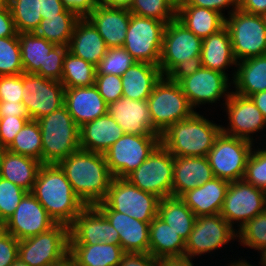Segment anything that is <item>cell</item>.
<instances>
[{
	"instance_id": "6da1fadb",
	"label": "cell",
	"mask_w": 266,
	"mask_h": 266,
	"mask_svg": "<svg viewBox=\"0 0 266 266\" xmlns=\"http://www.w3.org/2000/svg\"><path fill=\"white\" fill-rule=\"evenodd\" d=\"M58 165L85 206H95L104 200L114 178L104 154L80 149Z\"/></svg>"
},
{
	"instance_id": "7a4b0ae2",
	"label": "cell",
	"mask_w": 266,
	"mask_h": 266,
	"mask_svg": "<svg viewBox=\"0 0 266 266\" xmlns=\"http://www.w3.org/2000/svg\"><path fill=\"white\" fill-rule=\"evenodd\" d=\"M31 193L56 224L69 227L85 207L58 164H42Z\"/></svg>"
},
{
	"instance_id": "3957f363",
	"label": "cell",
	"mask_w": 266,
	"mask_h": 266,
	"mask_svg": "<svg viewBox=\"0 0 266 266\" xmlns=\"http://www.w3.org/2000/svg\"><path fill=\"white\" fill-rule=\"evenodd\" d=\"M217 125L195 112L191 117L170 125L160 136V143L179 157H204L222 132Z\"/></svg>"
},
{
	"instance_id": "277c9868",
	"label": "cell",
	"mask_w": 266,
	"mask_h": 266,
	"mask_svg": "<svg viewBox=\"0 0 266 266\" xmlns=\"http://www.w3.org/2000/svg\"><path fill=\"white\" fill-rule=\"evenodd\" d=\"M42 140V164H58L80 150V127L65 105L37 120Z\"/></svg>"
},
{
	"instance_id": "5b68a950",
	"label": "cell",
	"mask_w": 266,
	"mask_h": 266,
	"mask_svg": "<svg viewBox=\"0 0 266 266\" xmlns=\"http://www.w3.org/2000/svg\"><path fill=\"white\" fill-rule=\"evenodd\" d=\"M147 101L152 125L160 134L170 125L187 119L196 112L179 83L166 76H162L155 84Z\"/></svg>"
},
{
	"instance_id": "8992f818",
	"label": "cell",
	"mask_w": 266,
	"mask_h": 266,
	"mask_svg": "<svg viewBox=\"0 0 266 266\" xmlns=\"http://www.w3.org/2000/svg\"><path fill=\"white\" fill-rule=\"evenodd\" d=\"M160 198L143 191L125 178H113L104 200L95 206L111 208L148 224L158 215Z\"/></svg>"
},
{
	"instance_id": "52a82bcc",
	"label": "cell",
	"mask_w": 266,
	"mask_h": 266,
	"mask_svg": "<svg viewBox=\"0 0 266 266\" xmlns=\"http://www.w3.org/2000/svg\"><path fill=\"white\" fill-rule=\"evenodd\" d=\"M228 17L225 18V27L230 34L236 61L265 55L266 25L263 15L246 13L238 8Z\"/></svg>"
},
{
	"instance_id": "ba28073f",
	"label": "cell",
	"mask_w": 266,
	"mask_h": 266,
	"mask_svg": "<svg viewBox=\"0 0 266 266\" xmlns=\"http://www.w3.org/2000/svg\"><path fill=\"white\" fill-rule=\"evenodd\" d=\"M68 255L69 227L65 224L19 241L18 258L29 266H52Z\"/></svg>"
},
{
	"instance_id": "9c48e42d",
	"label": "cell",
	"mask_w": 266,
	"mask_h": 266,
	"mask_svg": "<svg viewBox=\"0 0 266 266\" xmlns=\"http://www.w3.org/2000/svg\"><path fill=\"white\" fill-rule=\"evenodd\" d=\"M253 144L249 140L221 132L207 154L214 177L229 182L243 179Z\"/></svg>"
},
{
	"instance_id": "30bf717a",
	"label": "cell",
	"mask_w": 266,
	"mask_h": 266,
	"mask_svg": "<svg viewBox=\"0 0 266 266\" xmlns=\"http://www.w3.org/2000/svg\"><path fill=\"white\" fill-rule=\"evenodd\" d=\"M174 156L160 143L148 158L125 177L160 199L172 196Z\"/></svg>"
},
{
	"instance_id": "8fae6325",
	"label": "cell",
	"mask_w": 266,
	"mask_h": 266,
	"mask_svg": "<svg viewBox=\"0 0 266 266\" xmlns=\"http://www.w3.org/2000/svg\"><path fill=\"white\" fill-rule=\"evenodd\" d=\"M161 135L124 134L104 152L113 177L125 178L137 169L160 144Z\"/></svg>"
},
{
	"instance_id": "7c38bea8",
	"label": "cell",
	"mask_w": 266,
	"mask_h": 266,
	"mask_svg": "<svg viewBox=\"0 0 266 266\" xmlns=\"http://www.w3.org/2000/svg\"><path fill=\"white\" fill-rule=\"evenodd\" d=\"M166 23L131 13L124 49L136 62L159 66Z\"/></svg>"
},
{
	"instance_id": "4fadbf2b",
	"label": "cell",
	"mask_w": 266,
	"mask_h": 266,
	"mask_svg": "<svg viewBox=\"0 0 266 266\" xmlns=\"http://www.w3.org/2000/svg\"><path fill=\"white\" fill-rule=\"evenodd\" d=\"M266 210V191L244 179L232 181L227 189L220 215L239 230L247 221Z\"/></svg>"
},
{
	"instance_id": "5bb4252c",
	"label": "cell",
	"mask_w": 266,
	"mask_h": 266,
	"mask_svg": "<svg viewBox=\"0 0 266 266\" xmlns=\"http://www.w3.org/2000/svg\"><path fill=\"white\" fill-rule=\"evenodd\" d=\"M237 239L234 229L220 214L199 216L185 241V257L194 258L211 253Z\"/></svg>"
},
{
	"instance_id": "9a60e30c",
	"label": "cell",
	"mask_w": 266,
	"mask_h": 266,
	"mask_svg": "<svg viewBox=\"0 0 266 266\" xmlns=\"http://www.w3.org/2000/svg\"><path fill=\"white\" fill-rule=\"evenodd\" d=\"M202 39L187 29L177 19L166 24L159 67L166 76L178 63L200 57Z\"/></svg>"
},
{
	"instance_id": "2e32d148",
	"label": "cell",
	"mask_w": 266,
	"mask_h": 266,
	"mask_svg": "<svg viewBox=\"0 0 266 266\" xmlns=\"http://www.w3.org/2000/svg\"><path fill=\"white\" fill-rule=\"evenodd\" d=\"M23 87L25 94L22 103L33 120H38L64 105L65 87L60 81L23 73Z\"/></svg>"
},
{
	"instance_id": "e0dca14e",
	"label": "cell",
	"mask_w": 266,
	"mask_h": 266,
	"mask_svg": "<svg viewBox=\"0 0 266 266\" xmlns=\"http://www.w3.org/2000/svg\"><path fill=\"white\" fill-rule=\"evenodd\" d=\"M55 225L56 222L34 195L27 192L2 227L20 241L47 232Z\"/></svg>"
},
{
	"instance_id": "ac0fdd59",
	"label": "cell",
	"mask_w": 266,
	"mask_h": 266,
	"mask_svg": "<svg viewBox=\"0 0 266 266\" xmlns=\"http://www.w3.org/2000/svg\"><path fill=\"white\" fill-rule=\"evenodd\" d=\"M178 83L193 109L205 103H216L223 97L226 101L231 93L227 90H231V83L225 74L204 67Z\"/></svg>"
},
{
	"instance_id": "d6986e66",
	"label": "cell",
	"mask_w": 266,
	"mask_h": 266,
	"mask_svg": "<svg viewBox=\"0 0 266 266\" xmlns=\"http://www.w3.org/2000/svg\"><path fill=\"white\" fill-rule=\"evenodd\" d=\"M120 244L117 230L96 206H85L69 226V245Z\"/></svg>"
},
{
	"instance_id": "ffe728a7",
	"label": "cell",
	"mask_w": 266,
	"mask_h": 266,
	"mask_svg": "<svg viewBox=\"0 0 266 266\" xmlns=\"http://www.w3.org/2000/svg\"><path fill=\"white\" fill-rule=\"evenodd\" d=\"M223 104L226 107L224 110L228 116L229 126H222V132L254 142L255 139L251 135L266 127V119L252 99L231 91Z\"/></svg>"
},
{
	"instance_id": "44dd1931",
	"label": "cell",
	"mask_w": 266,
	"mask_h": 266,
	"mask_svg": "<svg viewBox=\"0 0 266 266\" xmlns=\"http://www.w3.org/2000/svg\"><path fill=\"white\" fill-rule=\"evenodd\" d=\"M108 113L125 134L161 135L152 125L147 100L121 97L108 105Z\"/></svg>"
},
{
	"instance_id": "7402d4cb",
	"label": "cell",
	"mask_w": 266,
	"mask_h": 266,
	"mask_svg": "<svg viewBox=\"0 0 266 266\" xmlns=\"http://www.w3.org/2000/svg\"><path fill=\"white\" fill-rule=\"evenodd\" d=\"M86 18L102 36L108 49L123 47L131 18L128 8L99 3Z\"/></svg>"
},
{
	"instance_id": "603a6c76",
	"label": "cell",
	"mask_w": 266,
	"mask_h": 266,
	"mask_svg": "<svg viewBox=\"0 0 266 266\" xmlns=\"http://www.w3.org/2000/svg\"><path fill=\"white\" fill-rule=\"evenodd\" d=\"M64 105L79 127L108 113V104L95 85L65 88Z\"/></svg>"
},
{
	"instance_id": "cb8c5ba5",
	"label": "cell",
	"mask_w": 266,
	"mask_h": 266,
	"mask_svg": "<svg viewBox=\"0 0 266 266\" xmlns=\"http://www.w3.org/2000/svg\"><path fill=\"white\" fill-rule=\"evenodd\" d=\"M213 178L207 156H174L172 196L181 197L187 191L200 187Z\"/></svg>"
},
{
	"instance_id": "d4e9b609",
	"label": "cell",
	"mask_w": 266,
	"mask_h": 266,
	"mask_svg": "<svg viewBox=\"0 0 266 266\" xmlns=\"http://www.w3.org/2000/svg\"><path fill=\"white\" fill-rule=\"evenodd\" d=\"M117 230L124 252L149 253L150 224L134 219L111 208H98Z\"/></svg>"
},
{
	"instance_id": "484cf974",
	"label": "cell",
	"mask_w": 266,
	"mask_h": 266,
	"mask_svg": "<svg viewBox=\"0 0 266 266\" xmlns=\"http://www.w3.org/2000/svg\"><path fill=\"white\" fill-rule=\"evenodd\" d=\"M107 49L104 39L94 25L86 17L80 18L74 27L68 51L97 67Z\"/></svg>"
},
{
	"instance_id": "4316f807",
	"label": "cell",
	"mask_w": 266,
	"mask_h": 266,
	"mask_svg": "<svg viewBox=\"0 0 266 266\" xmlns=\"http://www.w3.org/2000/svg\"><path fill=\"white\" fill-rule=\"evenodd\" d=\"M230 182L214 177L200 187L184 193L180 198L196 217L219 214Z\"/></svg>"
},
{
	"instance_id": "83f0119b",
	"label": "cell",
	"mask_w": 266,
	"mask_h": 266,
	"mask_svg": "<svg viewBox=\"0 0 266 266\" xmlns=\"http://www.w3.org/2000/svg\"><path fill=\"white\" fill-rule=\"evenodd\" d=\"M124 134L114 118L107 113L80 127V148L104 154Z\"/></svg>"
},
{
	"instance_id": "f1b7e54d",
	"label": "cell",
	"mask_w": 266,
	"mask_h": 266,
	"mask_svg": "<svg viewBox=\"0 0 266 266\" xmlns=\"http://www.w3.org/2000/svg\"><path fill=\"white\" fill-rule=\"evenodd\" d=\"M162 76L159 66L151 63L135 62L121 77L122 97L132 100H147L155 84Z\"/></svg>"
},
{
	"instance_id": "f546056e",
	"label": "cell",
	"mask_w": 266,
	"mask_h": 266,
	"mask_svg": "<svg viewBox=\"0 0 266 266\" xmlns=\"http://www.w3.org/2000/svg\"><path fill=\"white\" fill-rule=\"evenodd\" d=\"M42 163L32 157L4 150L0 163V177L31 192Z\"/></svg>"
},
{
	"instance_id": "4dcf8cb0",
	"label": "cell",
	"mask_w": 266,
	"mask_h": 266,
	"mask_svg": "<svg viewBox=\"0 0 266 266\" xmlns=\"http://www.w3.org/2000/svg\"><path fill=\"white\" fill-rule=\"evenodd\" d=\"M236 67L231 79L235 93L250 97L266 91V54L238 61Z\"/></svg>"
},
{
	"instance_id": "1f68e13d",
	"label": "cell",
	"mask_w": 266,
	"mask_h": 266,
	"mask_svg": "<svg viewBox=\"0 0 266 266\" xmlns=\"http://www.w3.org/2000/svg\"><path fill=\"white\" fill-rule=\"evenodd\" d=\"M202 67L225 74V70L232 65H237L233 55L231 38L226 27L219 32L202 39L201 49Z\"/></svg>"
},
{
	"instance_id": "d6a6232c",
	"label": "cell",
	"mask_w": 266,
	"mask_h": 266,
	"mask_svg": "<svg viewBox=\"0 0 266 266\" xmlns=\"http://www.w3.org/2000/svg\"><path fill=\"white\" fill-rule=\"evenodd\" d=\"M149 253L159 260L185 253V240L158 215L150 223Z\"/></svg>"
},
{
	"instance_id": "836d02e7",
	"label": "cell",
	"mask_w": 266,
	"mask_h": 266,
	"mask_svg": "<svg viewBox=\"0 0 266 266\" xmlns=\"http://www.w3.org/2000/svg\"><path fill=\"white\" fill-rule=\"evenodd\" d=\"M226 17L215 10L196 6H180L176 12V19L201 39L223 29Z\"/></svg>"
},
{
	"instance_id": "e575fe53",
	"label": "cell",
	"mask_w": 266,
	"mask_h": 266,
	"mask_svg": "<svg viewBox=\"0 0 266 266\" xmlns=\"http://www.w3.org/2000/svg\"><path fill=\"white\" fill-rule=\"evenodd\" d=\"M123 254L120 244L69 245L76 266H118Z\"/></svg>"
},
{
	"instance_id": "d590c367",
	"label": "cell",
	"mask_w": 266,
	"mask_h": 266,
	"mask_svg": "<svg viewBox=\"0 0 266 266\" xmlns=\"http://www.w3.org/2000/svg\"><path fill=\"white\" fill-rule=\"evenodd\" d=\"M158 216L185 241L195 225L196 216L180 197H165L158 204Z\"/></svg>"
},
{
	"instance_id": "8d00e7d4",
	"label": "cell",
	"mask_w": 266,
	"mask_h": 266,
	"mask_svg": "<svg viewBox=\"0 0 266 266\" xmlns=\"http://www.w3.org/2000/svg\"><path fill=\"white\" fill-rule=\"evenodd\" d=\"M24 73L37 74L46 69L47 55L56 46L34 32L18 33Z\"/></svg>"
},
{
	"instance_id": "74e56055",
	"label": "cell",
	"mask_w": 266,
	"mask_h": 266,
	"mask_svg": "<svg viewBox=\"0 0 266 266\" xmlns=\"http://www.w3.org/2000/svg\"><path fill=\"white\" fill-rule=\"evenodd\" d=\"M79 19L76 13L66 9L57 16L43 18L34 33L56 45L68 46Z\"/></svg>"
},
{
	"instance_id": "f35d334b",
	"label": "cell",
	"mask_w": 266,
	"mask_h": 266,
	"mask_svg": "<svg viewBox=\"0 0 266 266\" xmlns=\"http://www.w3.org/2000/svg\"><path fill=\"white\" fill-rule=\"evenodd\" d=\"M96 72V66L68 51L64 58L60 82L65 88L92 86L95 83Z\"/></svg>"
},
{
	"instance_id": "ab89813d",
	"label": "cell",
	"mask_w": 266,
	"mask_h": 266,
	"mask_svg": "<svg viewBox=\"0 0 266 266\" xmlns=\"http://www.w3.org/2000/svg\"><path fill=\"white\" fill-rule=\"evenodd\" d=\"M6 149L42 163L41 131L37 120H28Z\"/></svg>"
},
{
	"instance_id": "60d3db41",
	"label": "cell",
	"mask_w": 266,
	"mask_h": 266,
	"mask_svg": "<svg viewBox=\"0 0 266 266\" xmlns=\"http://www.w3.org/2000/svg\"><path fill=\"white\" fill-rule=\"evenodd\" d=\"M18 33L35 32L40 21V0H7Z\"/></svg>"
},
{
	"instance_id": "b9f144b4",
	"label": "cell",
	"mask_w": 266,
	"mask_h": 266,
	"mask_svg": "<svg viewBox=\"0 0 266 266\" xmlns=\"http://www.w3.org/2000/svg\"><path fill=\"white\" fill-rule=\"evenodd\" d=\"M237 239L241 245L258 250L262 257L266 253V210L247 221L237 231Z\"/></svg>"
},
{
	"instance_id": "7bdbcfd3",
	"label": "cell",
	"mask_w": 266,
	"mask_h": 266,
	"mask_svg": "<svg viewBox=\"0 0 266 266\" xmlns=\"http://www.w3.org/2000/svg\"><path fill=\"white\" fill-rule=\"evenodd\" d=\"M128 9L132 14L153 18L166 24L176 19L177 12L168 0H133Z\"/></svg>"
},
{
	"instance_id": "ee69618b",
	"label": "cell",
	"mask_w": 266,
	"mask_h": 266,
	"mask_svg": "<svg viewBox=\"0 0 266 266\" xmlns=\"http://www.w3.org/2000/svg\"><path fill=\"white\" fill-rule=\"evenodd\" d=\"M18 34L0 38V76L23 74Z\"/></svg>"
},
{
	"instance_id": "f6af8a7d",
	"label": "cell",
	"mask_w": 266,
	"mask_h": 266,
	"mask_svg": "<svg viewBox=\"0 0 266 266\" xmlns=\"http://www.w3.org/2000/svg\"><path fill=\"white\" fill-rule=\"evenodd\" d=\"M135 62L124 47L109 48L96 67V74H113L122 77Z\"/></svg>"
},
{
	"instance_id": "bcb514c9",
	"label": "cell",
	"mask_w": 266,
	"mask_h": 266,
	"mask_svg": "<svg viewBox=\"0 0 266 266\" xmlns=\"http://www.w3.org/2000/svg\"><path fill=\"white\" fill-rule=\"evenodd\" d=\"M27 193L16 184L0 177V224L3 225L15 212L21 199Z\"/></svg>"
},
{
	"instance_id": "7dc6e473",
	"label": "cell",
	"mask_w": 266,
	"mask_h": 266,
	"mask_svg": "<svg viewBox=\"0 0 266 266\" xmlns=\"http://www.w3.org/2000/svg\"><path fill=\"white\" fill-rule=\"evenodd\" d=\"M243 179L256 188L266 191V146L262 149H252Z\"/></svg>"
},
{
	"instance_id": "c3c4849f",
	"label": "cell",
	"mask_w": 266,
	"mask_h": 266,
	"mask_svg": "<svg viewBox=\"0 0 266 266\" xmlns=\"http://www.w3.org/2000/svg\"><path fill=\"white\" fill-rule=\"evenodd\" d=\"M94 85L108 105L122 97L123 87L120 76L113 74H96Z\"/></svg>"
},
{
	"instance_id": "681fc988",
	"label": "cell",
	"mask_w": 266,
	"mask_h": 266,
	"mask_svg": "<svg viewBox=\"0 0 266 266\" xmlns=\"http://www.w3.org/2000/svg\"><path fill=\"white\" fill-rule=\"evenodd\" d=\"M24 94L23 74L0 76V101L22 103Z\"/></svg>"
},
{
	"instance_id": "f907efd6",
	"label": "cell",
	"mask_w": 266,
	"mask_h": 266,
	"mask_svg": "<svg viewBox=\"0 0 266 266\" xmlns=\"http://www.w3.org/2000/svg\"><path fill=\"white\" fill-rule=\"evenodd\" d=\"M68 52V46L56 45L47 55L46 69H40L37 75L47 79L60 81L63 71L65 55Z\"/></svg>"
},
{
	"instance_id": "816d5d0a",
	"label": "cell",
	"mask_w": 266,
	"mask_h": 266,
	"mask_svg": "<svg viewBox=\"0 0 266 266\" xmlns=\"http://www.w3.org/2000/svg\"><path fill=\"white\" fill-rule=\"evenodd\" d=\"M30 117H1L0 120V145L7 148L14 140L17 133L23 128Z\"/></svg>"
},
{
	"instance_id": "f5cc1de1",
	"label": "cell",
	"mask_w": 266,
	"mask_h": 266,
	"mask_svg": "<svg viewBox=\"0 0 266 266\" xmlns=\"http://www.w3.org/2000/svg\"><path fill=\"white\" fill-rule=\"evenodd\" d=\"M19 240L2 230L0 232V266H10L17 258Z\"/></svg>"
},
{
	"instance_id": "db71d44e",
	"label": "cell",
	"mask_w": 266,
	"mask_h": 266,
	"mask_svg": "<svg viewBox=\"0 0 266 266\" xmlns=\"http://www.w3.org/2000/svg\"><path fill=\"white\" fill-rule=\"evenodd\" d=\"M202 67L201 57H192L178 63L166 77L174 82H179L186 76L192 75Z\"/></svg>"
},
{
	"instance_id": "11a10c76",
	"label": "cell",
	"mask_w": 266,
	"mask_h": 266,
	"mask_svg": "<svg viewBox=\"0 0 266 266\" xmlns=\"http://www.w3.org/2000/svg\"><path fill=\"white\" fill-rule=\"evenodd\" d=\"M160 260L150 253L124 252L118 266H159Z\"/></svg>"
},
{
	"instance_id": "9f6ffc18",
	"label": "cell",
	"mask_w": 266,
	"mask_h": 266,
	"mask_svg": "<svg viewBox=\"0 0 266 266\" xmlns=\"http://www.w3.org/2000/svg\"><path fill=\"white\" fill-rule=\"evenodd\" d=\"M181 6H196V7H204L215 10L222 15L225 13L223 9L229 6L232 7L231 10L228 11V15L233 11L238 9V0H186V2Z\"/></svg>"
},
{
	"instance_id": "6f0895ef",
	"label": "cell",
	"mask_w": 266,
	"mask_h": 266,
	"mask_svg": "<svg viewBox=\"0 0 266 266\" xmlns=\"http://www.w3.org/2000/svg\"><path fill=\"white\" fill-rule=\"evenodd\" d=\"M64 6L80 18L87 17L100 3V0H61Z\"/></svg>"
},
{
	"instance_id": "680465c9",
	"label": "cell",
	"mask_w": 266,
	"mask_h": 266,
	"mask_svg": "<svg viewBox=\"0 0 266 266\" xmlns=\"http://www.w3.org/2000/svg\"><path fill=\"white\" fill-rule=\"evenodd\" d=\"M18 34L9 6L0 8V38L13 37Z\"/></svg>"
},
{
	"instance_id": "91938a15",
	"label": "cell",
	"mask_w": 266,
	"mask_h": 266,
	"mask_svg": "<svg viewBox=\"0 0 266 266\" xmlns=\"http://www.w3.org/2000/svg\"><path fill=\"white\" fill-rule=\"evenodd\" d=\"M0 115L1 117H30L23 103H9L6 101H0Z\"/></svg>"
},
{
	"instance_id": "94428289",
	"label": "cell",
	"mask_w": 266,
	"mask_h": 266,
	"mask_svg": "<svg viewBox=\"0 0 266 266\" xmlns=\"http://www.w3.org/2000/svg\"><path fill=\"white\" fill-rule=\"evenodd\" d=\"M67 8L61 0H40V14L42 18L57 16Z\"/></svg>"
},
{
	"instance_id": "6125c7cd",
	"label": "cell",
	"mask_w": 266,
	"mask_h": 266,
	"mask_svg": "<svg viewBox=\"0 0 266 266\" xmlns=\"http://www.w3.org/2000/svg\"><path fill=\"white\" fill-rule=\"evenodd\" d=\"M241 11L256 15L266 14V0H238Z\"/></svg>"
},
{
	"instance_id": "be15d7a7",
	"label": "cell",
	"mask_w": 266,
	"mask_h": 266,
	"mask_svg": "<svg viewBox=\"0 0 266 266\" xmlns=\"http://www.w3.org/2000/svg\"><path fill=\"white\" fill-rule=\"evenodd\" d=\"M159 266H194V264L192 258L183 256L162 259Z\"/></svg>"
},
{
	"instance_id": "e7e4bbea",
	"label": "cell",
	"mask_w": 266,
	"mask_h": 266,
	"mask_svg": "<svg viewBox=\"0 0 266 266\" xmlns=\"http://www.w3.org/2000/svg\"><path fill=\"white\" fill-rule=\"evenodd\" d=\"M250 98L266 119V91L251 95Z\"/></svg>"
},
{
	"instance_id": "03108f58",
	"label": "cell",
	"mask_w": 266,
	"mask_h": 266,
	"mask_svg": "<svg viewBox=\"0 0 266 266\" xmlns=\"http://www.w3.org/2000/svg\"><path fill=\"white\" fill-rule=\"evenodd\" d=\"M133 0H100L101 4H107L112 7L129 8Z\"/></svg>"
},
{
	"instance_id": "003e7915",
	"label": "cell",
	"mask_w": 266,
	"mask_h": 266,
	"mask_svg": "<svg viewBox=\"0 0 266 266\" xmlns=\"http://www.w3.org/2000/svg\"><path fill=\"white\" fill-rule=\"evenodd\" d=\"M52 266H76V264L74 260L68 255L64 260Z\"/></svg>"
},
{
	"instance_id": "a7ac6f4b",
	"label": "cell",
	"mask_w": 266,
	"mask_h": 266,
	"mask_svg": "<svg viewBox=\"0 0 266 266\" xmlns=\"http://www.w3.org/2000/svg\"><path fill=\"white\" fill-rule=\"evenodd\" d=\"M247 260H240L239 258V261H234L233 263L231 262L230 265L228 266H255V265H251L249 264L248 262H246Z\"/></svg>"
},
{
	"instance_id": "89a4df30",
	"label": "cell",
	"mask_w": 266,
	"mask_h": 266,
	"mask_svg": "<svg viewBox=\"0 0 266 266\" xmlns=\"http://www.w3.org/2000/svg\"><path fill=\"white\" fill-rule=\"evenodd\" d=\"M168 1L172 3L176 9L186 2V0H168Z\"/></svg>"
},
{
	"instance_id": "2644e50d",
	"label": "cell",
	"mask_w": 266,
	"mask_h": 266,
	"mask_svg": "<svg viewBox=\"0 0 266 266\" xmlns=\"http://www.w3.org/2000/svg\"><path fill=\"white\" fill-rule=\"evenodd\" d=\"M10 266H29L24 263L20 258H17Z\"/></svg>"
},
{
	"instance_id": "8c879c8a",
	"label": "cell",
	"mask_w": 266,
	"mask_h": 266,
	"mask_svg": "<svg viewBox=\"0 0 266 266\" xmlns=\"http://www.w3.org/2000/svg\"><path fill=\"white\" fill-rule=\"evenodd\" d=\"M259 264L266 266V253L261 257Z\"/></svg>"
},
{
	"instance_id": "753ad0ef",
	"label": "cell",
	"mask_w": 266,
	"mask_h": 266,
	"mask_svg": "<svg viewBox=\"0 0 266 266\" xmlns=\"http://www.w3.org/2000/svg\"><path fill=\"white\" fill-rule=\"evenodd\" d=\"M7 4V0H0V8Z\"/></svg>"
},
{
	"instance_id": "34e18365",
	"label": "cell",
	"mask_w": 266,
	"mask_h": 266,
	"mask_svg": "<svg viewBox=\"0 0 266 266\" xmlns=\"http://www.w3.org/2000/svg\"><path fill=\"white\" fill-rule=\"evenodd\" d=\"M5 148H3L1 145H0V163H1V157H2V154L4 152Z\"/></svg>"
},
{
	"instance_id": "11e5206c",
	"label": "cell",
	"mask_w": 266,
	"mask_h": 266,
	"mask_svg": "<svg viewBox=\"0 0 266 266\" xmlns=\"http://www.w3.org/2000/svg\"><path fill=\"white\" fill-rule=\"evenodd\" d=\"M264 21H265V25H266V14L263 15Z\"/></svg>"
},
{
	"instance_id": "2a66077c",
	"label": "cell",
	"mask_w": 266,
	"mask_h": 266,
	"mask_svg": "<svg viewBox=\"0 0 266 266\" xmlns=\"http://www.w3.org/2000/svg\"><path fill=\"white\" fill-rule=\"evenodd\" d=\"M3 230V227H2V225L0 224V232Z\"/></svg>"
}]
</instances>
